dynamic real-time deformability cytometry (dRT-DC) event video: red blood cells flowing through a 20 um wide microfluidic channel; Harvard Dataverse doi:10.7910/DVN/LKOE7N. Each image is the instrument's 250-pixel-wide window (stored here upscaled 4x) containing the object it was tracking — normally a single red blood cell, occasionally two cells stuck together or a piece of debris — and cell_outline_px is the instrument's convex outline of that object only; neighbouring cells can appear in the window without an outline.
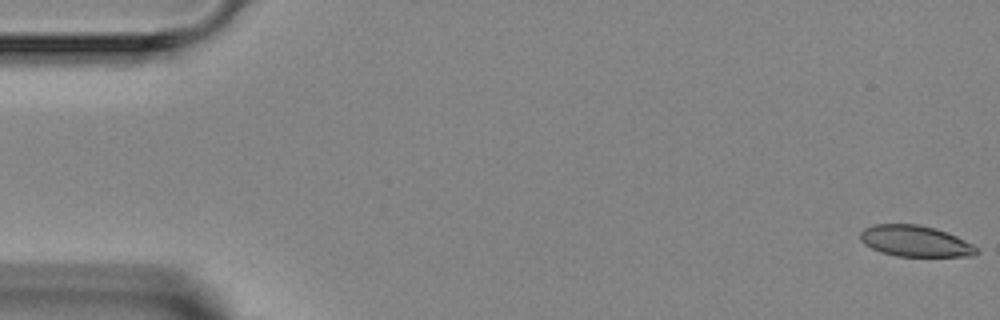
{"species": "Egyptian fruit bat (a non-hibernating species)", "species_latin": "Rousettus aegyptiacus", "temperature_condition": "room temperature", "stored_images_in_passage": 8, "camera_frame_rate_fps": 3000, "um_per_image_px": 0.085, "animal": {"sex": "female"}, "frame": {"image": 1, "passage_image": 1, "time_ms": 0.0, "image_size_px": [1000, 320], "cell_outline_px": [[980, 252], [972, 256], [896, 256], [880, 252], [864, 244], [860, 240], [860, 232], [864, 228], [872, 224], [916, 224], [936, 228], [948, 232], [972, 244]], "centroid_in_image_um": [77.77, 20.49], "position_along_channel_um": 7.2, "area_um2": 21.15}}
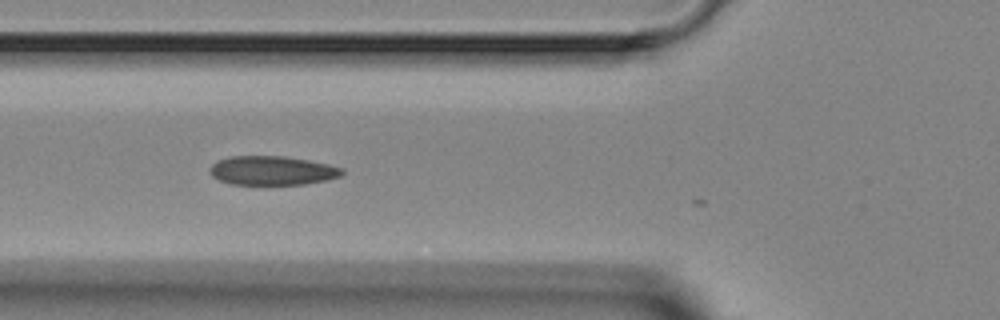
{"frame": {"image": 2, "passage_image": 5, "time_ms": 5.667, "image_size_px": [1000, 320], "cell_outline_px": [[344, 172], [340, 176], [324, 180], [304, 184], [232, 184], [220, 180], [212, 176], [212, 164], [216, 160], [228, 156], [284, 156], [308, 160], [328, 164], [344, 168]], "centroid_in_image_um": [23.14, 14.48], "position_along_channel_um": 102.7, "area_um2": 22.2}}
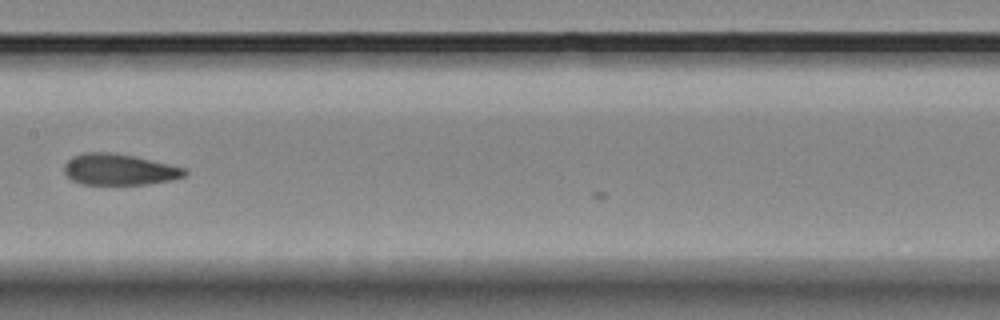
{"frame": {"image": 3, "passage_image": 7, "time_ms": 8.0, "image_size_px": [1000, 320], "cell_outline_px": [[188, 172], [184, 176], [172, 180], [148, 184], [80, 184], [72, 180], [64, 172], [64, 164], [72, 156], [84, 152], [112, 152], [132, 156], [168, 164], [184, 168]], "centroid_in_image_um": [10.09, 14.41], "position_along_channel_um": 197.3, "area_um2": 21.79}}